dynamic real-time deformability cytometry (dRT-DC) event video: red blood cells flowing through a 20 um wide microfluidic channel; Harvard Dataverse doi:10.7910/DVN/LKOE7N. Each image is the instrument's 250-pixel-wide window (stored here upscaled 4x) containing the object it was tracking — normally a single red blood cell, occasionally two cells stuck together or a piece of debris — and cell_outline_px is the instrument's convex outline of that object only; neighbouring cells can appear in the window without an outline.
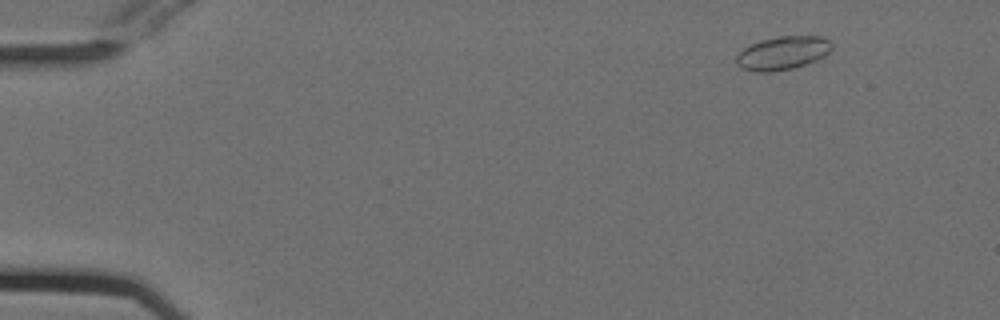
{"species": "Egyptian fruit bat (a non-hibernating species)", "species_latin": "Rousettus aegyptiacus", "temperature_condition": "cold", "stored_images_in_passage": 35, "camera_frame_rate_fps": 3000, "um_per_image_px": 0.085, "animal": {"sex": "female"}, "frame": {"image": 1, "passage_image": 6, "time_ms": 1.667, "image_size_px": [1000, 320], "cell_outline_px": [[832, 48], [824, 56], [816, 60], [792, 68], [772, 72], [756, 72], [740, 68], [736, 64], [736, 56], [744, 48], [760, 40], [776, 36], [824, 36], [832, 40]], "centroid_in_image_um": [66.53, 4.5], "position_along_channel_um": 18.5, "area_um2": 18.73}}
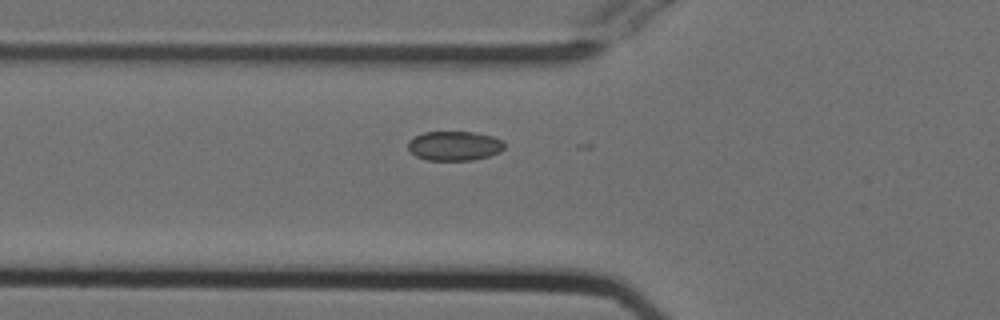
{"frame": {"image": 2, "passage_image": 20, "time_ms": 6.333, "image_size_px": [1000, 320], "cell_outline_px": [[504, 148], [500, 152], [488, 156], [472, 160], [428, 160], [416, 156], [408, 148], [408, 140], [424, 132], [472, 132], [492, 136], [504, 140]], "centroid_in_image_um": [38.64, 12.39], "position_along_channel_um": 87.2, "area_um2": 16.47}}
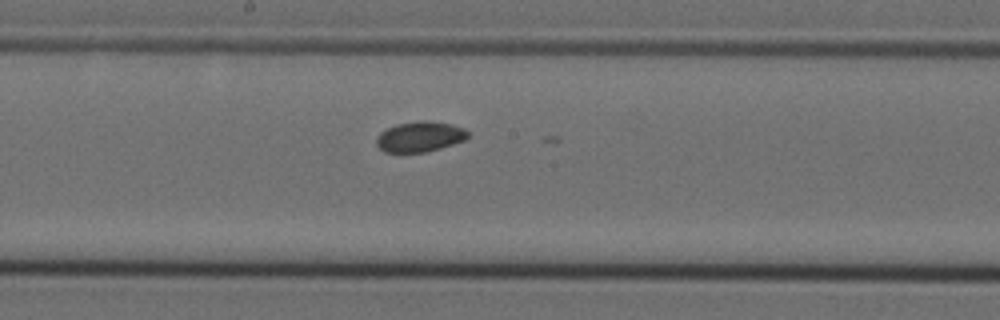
{"frame": {"image": 3, "passage_image": 30, "time_ms": 9.667, "image_size_px": [1000, 320], "cell_outline_px": [[468, 136], [464, 140], [440, 148], [424, 152], [384, 152], [376, 144], [376, 136], [380, 132], [396, 124], [420, 120], [424, 120], [452, 124], [464, 128], [468, 132]], "centroid_in_image_um": [35.67, 11.61], "position_along_channel_um": 212.5, "area_um2": 16.13}}